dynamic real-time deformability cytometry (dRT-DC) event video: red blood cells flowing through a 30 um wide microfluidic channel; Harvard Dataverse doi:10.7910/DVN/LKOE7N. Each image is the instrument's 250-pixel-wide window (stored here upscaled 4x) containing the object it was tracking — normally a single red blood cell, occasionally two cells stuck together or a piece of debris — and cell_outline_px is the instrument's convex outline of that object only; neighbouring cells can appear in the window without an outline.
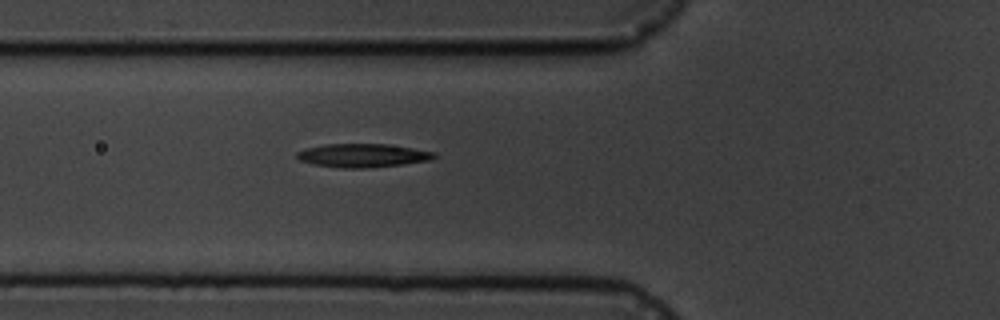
{"species": "common noctule bat (a hibernating species)", "species_latin": "Nyctalus noctula", "temperature_condition": "cold", "stored_images_in_passage": 6, "camera_frame_rate_fps": 3000, "um_per_image_px": 0.085, "animal": {"sex": "male", "body_mass_g": 19.5, "forearm_length_mm": 54.6}, "frame": {"image": 1, "passage_image": 6, "time_ms": 5.667, "image_size_px": [1000, 320], "cell_outline_px": [[440, 156], [432, 160], [400, 164], [364, 168], [340, 168], [312, 164], [300, 160], [296, 156], [296, 152], [304, 148], [324, 144], [388, 144], [436, 152]], "centroid_in_image_um": [30.83, 13.21], "position_along_channel_um": 95.0, "area_um2": 18.96}}